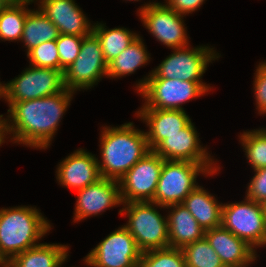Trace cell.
<instances>
[{"label":"cell","instance_id":"cell-38","mask_svg":"<svg viewBox=\"0 0 266 267\" xmlns=\"http://www.w3.org/2000/svg\"><path fill=\"white\" fill-rule=\"evenodd\" d=\"M5 96V83L0 82V100Z\"/></svg>","mask_w":266,"mask_h":267},{"label":"cell","instance_id":"cell-39","mask_svg":"<svg viewBox=\"0 0 266 267\" xmlns=\"http://www.w3.org/2000/svg\"><path fill=\"white\" fill-rule=\"evenodd\" d=\"M5 259L3 258V256L0 254V266L4 263Z\"/></svg>","mask_w":266,"mask_h":267},{"label":"cell","instance_id":"cell-33","mask_svg":"<svg viewBox=\"0 0 266 267\" xmlns=\"http://www.w3.org/2000/svg\"><path fill=\"white\" fill-rule=\"evenodd\" d=\"M253 172L255 174L248 183L245 197L263 203L266 200V167Z\"/></svg>","mask_w":266,"mask_h":267},{"label":"cell","instance_id":"cell-7","mask_svg":"<svg viewBox=\"0 0 266 267\" xmlns=\"http://www.w3.org/2000/svg\"><path fill=\"white\" fill-rule=\"evenodd\" d=\"M203 81L148 78L138 92L144 99L141 108L184 110L182 105L212 91Z\"/></svg>","mask_w":266,"mask_h":267},{"label":"cell","instance_id":"cell-25","mask_svg":"<svg viewBox=\"0 0 266 267\" xmlns=\"http://www.w3.org/2000/svg\"><path fill=\"white\" fill-rule=\"evenodd\" d=\"M106 23H93L92 33L100 41L107 64L125 50L140 34L125 27L106 28Z\"/></svg>","mask_w":266,"mask_h":267},{"label":"cell","instance_id":"cell-16","mask_svg":"<svg viewBox=\"0 0 266 267\" xmlns=\"http://www.w3.org/2000/svg\"><path fill=\"white\" fill-rule=\"evenodd\" d=\"M97 159L95 154L78 148L58 164L55 172L58 184L78 191L95 183L102 178Z\"/></svg>","mask_w":266,"mask_h":267},{"label":"cell","instance_id":"cell-22","mask_svg":"<svg viewBox=\"0 0 266 267\" xmlns=\"http://www.w3.org/2000/svg\"><path fill=\"white\" fill-rule=\"evenodd\" d=\"M142 36H138L125 50L108 63L107 78L119 79L134 74L140 67L148 65L151 55Z\"/></svg>","mask_w":266,"mask_h":267},{"label":"cell","instance_id":"cell-10","mask_svg":"<svg viewBox=\"0 0 266 267\" xmlns=\"http://www.w3.org/2000/svg\"><path fill=\"white\" fill-rule=\"evenodd\" d=\"M137 12L143 27L165 47L175 49L190 45L185 15L170 9L164 2L155 1L139 6Z\"/></svg>","mask_w":266,"mask_h":267},{"label":"cell","instance_id":"cell-3","mask_svg":"<svg viewBox=\"0 0 266 267\" xmlns=\"http://www.w3.org/2000/svg\"><path fill=\"white\" fill-rule=\"evenodd\" d=\"M52 229V225L36 206L0 208V254L14 259L33 248Z\"/></svg>","mask_w":266,"mask_h":267},{"label":"cell","instance_id":"cell-11","mask_svg":"<svg viewBox=\"0 0 266 267\" xmlns=\"http://www.w3.org/2000/svg\"><path fill=\"white\" fill-rule=\"evenodd\" d=\"M64 89L61 70L29 65L18 77L5 83L4 100L10 107L14 102L43 98Z\"/></svg>","mask_w":266,"mask_h":267},{"label":"cell","instance_id":"cell-18","mask_svg":"<svg viewBox=\"0 0 266 267\" xmlns=\"http://www.w3.org/2000/svg\"><path fill=\"white\" fill-rule=\"evenodd\" d=\"M204 237L225 267H251L259 256L252 246L222 225L205 231Z\"/></svg>","mask_w":266,"mask_h":267},{"label":"cell","instance_id":"cell-15","mask_svg":"<svg viewBox=\"0 0 266 267\" xmlns=\"http://www.w3.org/2000/svg\"><path fill=\"white\" fill-rule=\"evenodd\" d=\"M76 192L78 196L73 213L74 223L102 215L106 210L123 204L118 180L102 177Z\"/></svg>","mask_w":266,"mask_h":267},{"label":"cell","instance_id":"cell-1","mask_svg":"<svg viewBox=\"0 0 266 267\" xmlns=\"http://www.w3.org/2000/svg\"><path fill=\"white\" fill-rule=\"evenodd\" d=\"M76 92L14 102L4 118L6 140L35 149H48ZM11 137H9V136Z\"/></svg>","mask_w":266,"mask_h":267},{"label":"cell","instance_id":"cell-27","mask_svg":"<svg viewBox=\"0 0 266 267\" xmlns=\"http://www.w3.org/2000/svg\"><path fill=\"white\" fill-rule=\"evenodd\" d=\"M239 142L253 170L266 167V128L240 132Z\"/></svg>","mask_w":266,"mask_h":267},{"label":"cell","instance_id":"cell-31","mask_svg":"<svg viewBox=\"0 0 266 267\" xmlns=\"http://www.w3.org/2000/svg\"><path fill=\"white\" fill-rule=\"evenodd\" d=\"M84 37L86 36L60 34L56 39L60 59V70L62 72H64V70L69 67L79 55Z\"/></svg>","mask_w":266,"mask_h":267},{"label":"cell","instance_id":"cell-37","mask_svg":"<svg viewBox=\"0 0 266 267\" xmlns=\"http://www.w3.org/2000/svg\"><path fill=\"white\" fill-rule=\"evenodd\" d=\"M14 0H0V12L5 9Z\"/></svg>","mask_w":266,"mask_h":267},{"label":"cell","instance_id":"cell-32","mask_svg":"<svg viewBox=\"0 0 266 267\" xmlns=\"http://www.w3.org/2000/svg\"><path fill=\"white\" fill-rule=\"evenodd\" d=\"M253 90L259 115L266 114V60L259 62L255 69Z\"/></svg>","mask_w":266,"mask_h":267},{"label":"cell","instance_id":"cell-34","mask_svg":"<svg viewBox=\"0 0 266 267\" xmlns=\"http://www.w3.org/2000/svg\"><path fill=\"white\" fill-rule=\"evenodd\" d=\"M165 4L181 15H189L197 11L206 0H164Z\"/></svg>","mask_w":266,"mask_h":267},{"label":"cell","instance_id":"cell-30","mask_svg":"<svg viewBox=\"0 0 266 267\" xmlns=\"http://www.w3.org/2000/svg\"><path fill=\"white\" fill-rule=\"evenodd\" d=\"M29 65L60 70V59L56 40L46 41L27 53Z\"/></svg>","mask_w":266,"mask_h":267},{"label":"cell","instance_id":"cell-20","mask_svg":"<svg viewBox=\"0 0 266 267\" xmlns=\"http://www.w3.org/2000/svg\"><path fill=\"white\" fill-rule=\"evenodd\" d=\"M165 208L170 210L167 213L169 247L182 249L204 238L205 230L182 203Z\"/></svg>","mask_w":266,"mask_h":267},{"label":"cell","instance_id":"cell-24","mask_svg":"<svg viewBox=\"0 0 266 267\" xmlns=\"http://www.w3.org/2000/svg\"><path fill=\"white\" fill-rule=\"evenodd\" d=\"M59 35L55 24L39 8H33L27 13L20 42L24 44L23 47L28 53L41 43L56 40Z\"/></svg>","mask_w":266,"mask_h":267},{"label":"cell","instance_id":"cell-35","mask_svg":"<svg viewBox=\"0 0 266 267\" xmlns=\"http://www.w3.org/2000/svg\"><path fill=\"white\" fill-rule=\"evenodd\" d=\"M4 115H0V146H2L3 143L6 142V136H5V124H4Z\"/></svg>","mask_w":266,"mask_h":267},{"label":"cell","instance_id":"cell-36","mask_svg":"<svg viewBox=\"0 0 266 267\" xmlns=\"http://www.w3.org/2000/svg\"><path fill=\"white\" fill-rule=\"evenodd\" d=\"M0 267H21L13 259H5L4 263Z\"/></svg>","mask_w":266,"mask_h":267},{"label":"cell","instance_id":"cell-28","mask_svg":"<svg viewBox=\"0 0 266 267\" xmlns=\"http://www.w3.org/2000/svg\"><path fill=\"white\" fill-rule=\"evenodd\" d=\"M181 250L186 267H225L205 237L184 246Z\"/></svg>","mask_w":266,"mask_h":267},{"label":"cell","instance_id":"cell-41","mask_svg":"<svg viewBox=\"0 0 266 267\" xmlns=\"http://www.w3.org/2000/svg\"><path fill=\"white\" fill-rule=\"evenodd\" d=\"M126 1H137L138 2V1H141V0H126Z\"/></svg>","mask_w":266,"mask_h":267},{"label":"cell","instance_id":"cell-9","mask_svg":"<svg viewBox=\"0 0 266 267\" xmlns=\"http://www.w3.org/2000/svg\"><path fill=\"white\" fill-rule=\"evenodd\" d=\"M107 67L100 41L91 33L83 38L75 61L64 70V86L74 92L91 89L107 78Z\"/></svg>","mask_w":266,"mask_h":267},{"label":"cell","instance_id":"cell-26","mask_svg":"<svg viewBox=\"0 0 266 267\" xmlns=\"http://www.w3.org/2000/svg\"><path fill=\"white\" fill-rule=\"evenodd\" d=\"M34 0H14L0 12V40L20 41L27 13L31 10L28 5Z\"/></svg>","mask_w":266,"mask_h":267},{"label":"cell","instance_id":"cell-4","mask_svg":"<svg viewBox=\"0 0 266 267\" xmlns=\"http://www.w3.org/2000/svg\"><path fill=\"white\" fill-rule=\"evenodd\" d=\"M122 205L119 214L127 215L128 223L124 226L134 237L142 253L169 247L167 215L162 216L157 209L165 210L164 206L153 202H130Z\"/></svg>","mask_w":266,"mask_h":267},{"label":"cell","instance_id":"cell-21","mask_svg":"<svg viewBox=\"0 0 266 267\" xmlns=\"http://www.w3.org/2000/svg\"><path fill=\"white\" fill-rule=\"evenodd\" d=\"M205 230L221 226L222 205L213 194L198 185L182 203Z\"/></svg>","mask_w":266,"mask_h":267},{"label":"cell","instance_id":"cell-5","mask_svg":"<svg viewBox=\"0 0 266 267\" xmlns=\"http://www.w3.org/2000/svg\"><path fill=\"white\" fill-rule=\"evenodd\" d=\"M214 47L191 45L172 49L159 66L151 70L138 83H135V91L138 93L145 85L148 78L179 79L184 81H203L202 76L206 72L209 63L221 57Z\"/></svg>","mask_w":266,"mask_h":267},{"label":"cell","instance_id":"cell-14","mask_svg":"<svg viewBox=\"0 0 266 267\" xmlns=\"http://www.w3.org/2000/svg\"><path fill=\"white\" fill-rule=\"evenodd\" d=\"M200 141L191 120L180 133L169 135L153 151L164 160L189 161L204 164L211 172L219 170L221 167Z\"/></svg>","mask_w":266,"mask_h":267},{"label":"cell","instance_id":"cell-19","mask_svg":"<svg viewBox=\"0 0 266 267\" xmlns=\"http://www.w3.org/2000/svg\"><path fill=\"white\" fill-rule=\"evenodd\" d=\"M135 116L148 127L146 137L150 150H154L169 135L180 133L192 119L185 110L140 108Z\"/></svg>","mask_w":266,"mask_h":267},{"label":"cell","instance_id":"cell-40","mask_svg":"<svg viewBox=\"0 0 266 267\" xmlns=\"http://www.w3.org/2000/svg\"><path fill=\"white\" fill-rule=\"evenodd\" d=\"M262 204H263V207H264L265 210H266V200H265Z\"/></svg>","mask_w":266,"mask_h":267},{"label":"cell","instance_id":"cell-2","mask_svg":"<svg viewBox=\"0 0 266 267\" xmlns=\"http://www.w3.org/2000/svg\"><path fill=\"white\" fill-rule=\"evenodd\" d=\"M132 122L120 126H104L100 134V159H97L101 177L120 180L151 150L146 132L136 129Z\"/></svg>","mask_w":266,"mask_h":267},{"label":"cell","instance_id":"cell-8","mask_svg":"<svg viewBox=\"0 0 266 267\" xmlns=\"http://www.w3.org/2000/svg\"><path fill=\"white\" fill-rule=\"evenodd\" d=\"M243 200L222 205L221 225L257 251L266 246V210L262 203Z\"/></svg>","mask_w":266,"mask_h":267},{"label":"cell","instance_id":"cell-12","mask_svg":"<svg viewBox=\"0 0 266 267\" xmlns=\"http://www.w3.org/2000/svg\"><path fill=\"white\" fill-rule=\"evenodd\" d=\"M142 252L122 225L107 235L83 259L89 267H137Z\"/></svg>","mask_w":266,"mask_h":267},{"label":"cell","instance_id":"cell-29","mask_svg":"<svg viewBox=\"0 0 266 267\" xmlns=\"http://www.w3.org/2000/svg\"><path fill=\"white\" fill-rule=\"evenodd\" d=\"M137 267H186L181 249L164 248L143 252Z\"/></svg>","mask_w":266,"mask_h":267},{"label":"cell","instance_id":"cell-13","mask_svg":"<svg viewBox=\"0 0 266 267\" xmlns=\"http://www.w3.org/2000/svg\"><path fill=\"white\" fill-rule=\"evenodd\" d=\"M164 164L154 151L140 159L119 180L122 203L152 202Z\"/></svg>","mask_w":266,"mask_h":267},{"label":"cell","instance_id":"cell-17","mask_svg":"<svg viewBox=\"0 0 266 267\" xmlns=\"http://www.w3.org/2000/svg\"><path fill=\"white\" fill-rule=\"evenodd\" d=\"M34 2H37V8L55 24L60 34L89 36L92 33L93 24L75 0H34Z\"/></svg>","mask_w":266,"mask_h":267},{"label":"cell","instance_id":"cell-23","mask_svg":"<svg viewBox=\"0 0 266 267\" xmlns=\"http://www.w3.org/2000/svg\"><path fill=\"white\" fill-rule=\"evenodd\" d=\"M69 246L41 243L18 254L13 260L21 267H60L68 260Z\"/></svg>","mask_w":266,"mask_h":267},{"label":"cell","instance_id":"cell-6","mask_svg":"<svg viewBox=\"0 0 266 267\" xmlns=\"http://www.w3.org/2000/svg\"><path fill=\"white\" fill-rule=\"evenodd\" d=\"M220 170L211 172L204 164L164 160L152 202L164 207L183 203L191 191L198 186L197 176L202 174L212 177Z\"/></svg>","mask_w":266,"mask_h":267}]
</instances>
